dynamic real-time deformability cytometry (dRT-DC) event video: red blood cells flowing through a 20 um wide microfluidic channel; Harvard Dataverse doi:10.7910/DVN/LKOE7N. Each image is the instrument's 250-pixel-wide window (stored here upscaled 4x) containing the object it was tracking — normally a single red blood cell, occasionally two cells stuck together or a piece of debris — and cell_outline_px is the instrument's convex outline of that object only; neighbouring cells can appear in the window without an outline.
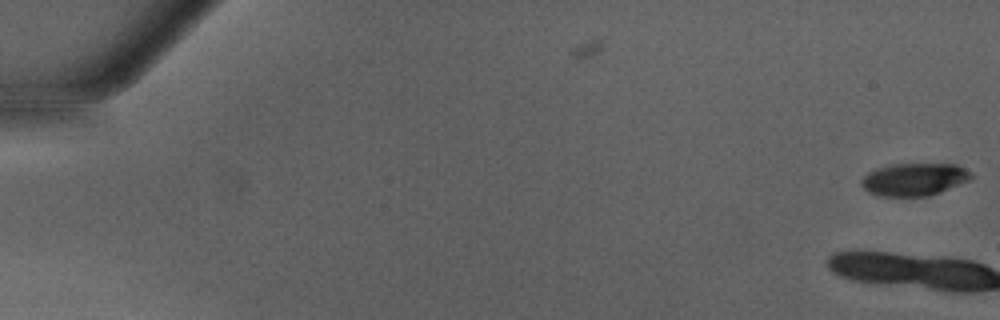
{"species": "Egyptian fruit bat (a non-hibernating species)", "species_latin": "Rousettus aegyptiacus", "temperature_condition": "warm", "stored_images_in_passage": 12, "camera_frame_rate_fps": 3000, "um_per_image_px": 0.085, "animal": {"sex": "male"}, "frame": {"image": 1, "passage_image": 1, "time_ms": 0.0, "image_size_px": [1000, 320], "cell_outline_px": [[972, 176], [968, 180], [940, 192], [928, 196], [880, 196], [868, 192], [860, 184], [860, 180], [868, 172], [876, 168], [888, 164], [956, 164], [972, 172]], "centroid_in_image_um": [77.67, 15.24], "position_along_channel_um": 7.3, "area_um2": 20.87}}